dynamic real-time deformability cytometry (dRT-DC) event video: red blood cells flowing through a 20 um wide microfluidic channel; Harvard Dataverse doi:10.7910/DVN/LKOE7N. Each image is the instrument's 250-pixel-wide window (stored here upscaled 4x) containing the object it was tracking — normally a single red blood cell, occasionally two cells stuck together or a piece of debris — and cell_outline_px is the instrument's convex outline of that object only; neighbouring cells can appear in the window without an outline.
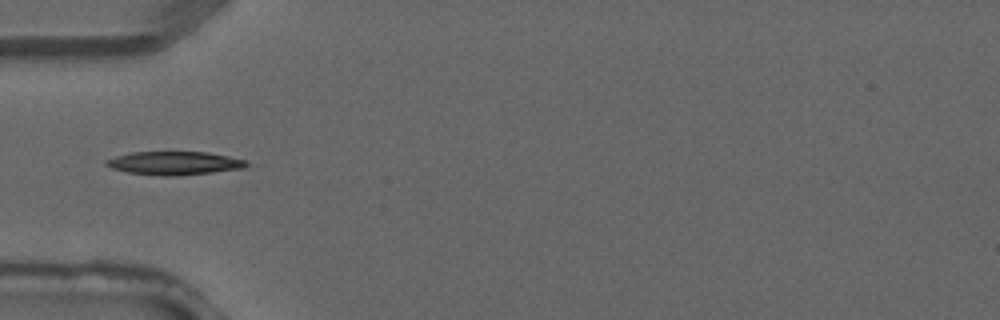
{"species": "common noctule bat (a hibernating species)", "species_latin": "Nyctalus noctula", "temperature_condition": "warm", "stored_images_in_passage": 4, "camera_frame_rate_fps": 3000, "um_per_image_px": 0.085, "animal": {"sex": "male", "forearm_length_mm": 52.5}, "frame": {"image": 1, "passage_image": 4, "time_ms": 1.0, "image_size_px": [1000, 320], "cell_outline_px": [[252, 164], [244, 168], [212, 172], [176, 176], [164, 176], [128, 172], [112, 168], [104, 164], [104, 160], [116, 156], [132, 152], [208, 152], [228, 156], [244, 160]], "centroid_in_image_um": [14.83, 13.86], "position_along_channel_um": 70.2, "area_um2": 19.07}}